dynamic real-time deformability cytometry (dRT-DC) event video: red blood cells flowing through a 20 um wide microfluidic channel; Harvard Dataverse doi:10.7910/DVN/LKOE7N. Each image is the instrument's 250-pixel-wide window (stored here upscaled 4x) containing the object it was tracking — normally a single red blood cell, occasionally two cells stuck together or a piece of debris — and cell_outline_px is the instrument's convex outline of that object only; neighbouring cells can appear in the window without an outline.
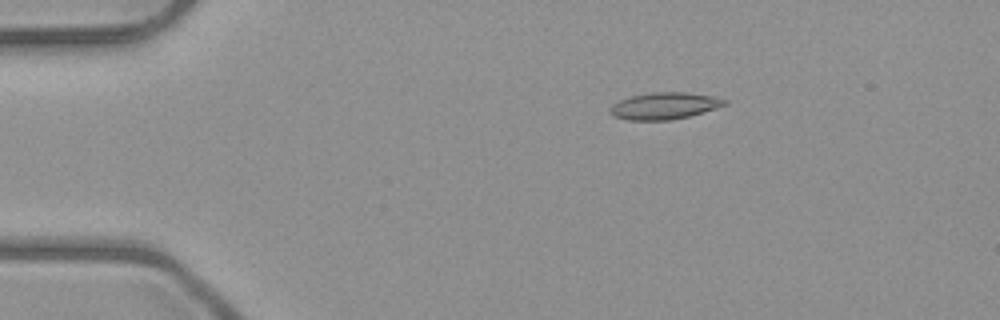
{"species": "common noctule bat (a hibernating species)", "species_latin": "Nyctalus noctula", "temperature_condition": "room temperature", "stored_images_in_passage": 4, "camera_frame_rate_fps": 3000, "um_per_image_px": 0.085, "animal": {"sex": "male", "body_mass_g": 23.1, "forearm_length_mm": 52.7}, "frame": {"image": 1, "passage_image": 2, "time_ms": 1.333, "image_size_px": [1000, 320], "cell_outline_px": [[728, 104], [716, 108], [688, 116], [672, 120], [628, 120], [612, 116], [608, 112], [608, 108], [612, 104], [620, 100], [632, 96], [652, 92], [684, 92], [712, 96], [728, 100]], "centroid_in_image_um": [56.44, 9.0], "position_along_channel_um": 28.6, "area_um2": 17.92}}